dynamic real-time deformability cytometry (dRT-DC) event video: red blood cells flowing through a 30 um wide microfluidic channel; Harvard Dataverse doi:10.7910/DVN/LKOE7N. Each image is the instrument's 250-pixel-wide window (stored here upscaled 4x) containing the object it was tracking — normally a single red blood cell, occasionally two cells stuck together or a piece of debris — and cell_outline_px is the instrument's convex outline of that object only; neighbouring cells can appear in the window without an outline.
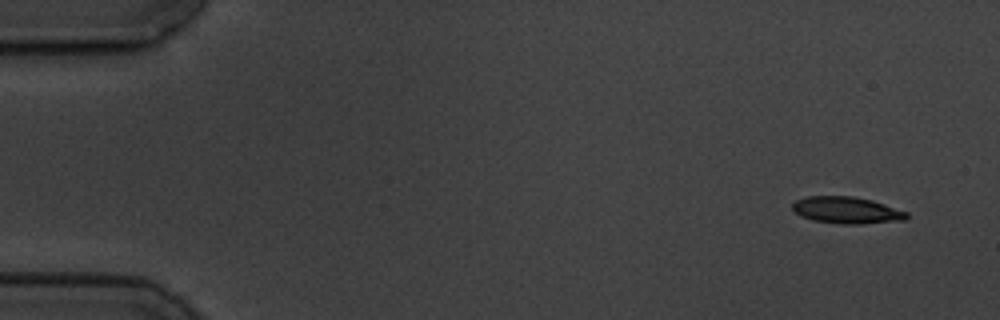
{"species": "common noctule bat (a hibernating species)", "species_latin": "Nyctalus noctula", "temperature_condition": "cold", "stored_images_in_passage": 5, "segment_of_instrument_passage": [1, 2], "camera_frame_rate_fps": 3000, "um_per_image_px": 0.085, "animal": {"sex": "male", "body_mass_g": 19.5, "forearm_length_mm": 54.6}, "frame": {"image": 1, "passage_image": 1, "time_ms": 0.0, "image_size_px": [1000, 320], "cell_outline_px": [[908, 220], [860, 224], [840, 224], [812, 220], [800, 216], [792, 212], [792, 204], [796, 200], [808, 196], [852, 196], [872, 200], [908, 212]], "centroid_in_image_um": [71.96, 17.87], "position_along_channel_um": 13.0, "area_um2": 18.03}}
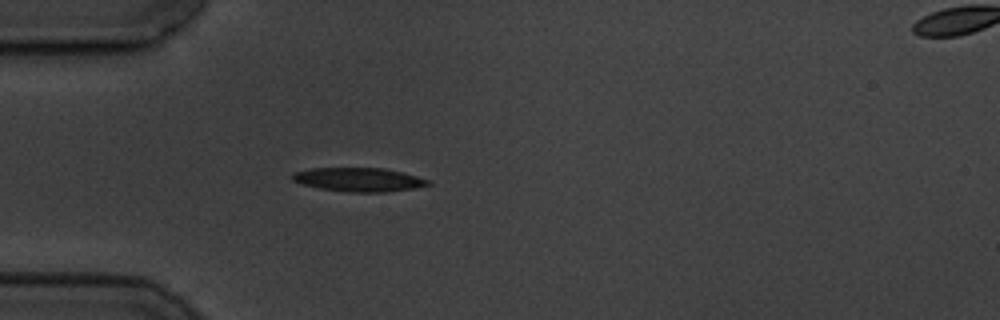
{"frame": {"image": 2, "passage_image": 4, "time_ms": 4.333, "image_size_px": [1000, 320], "cell_outline_px": [[432, 184], [412, 188], [384, 192], [352, 192], [320, 188], [304, 184], [292, 180], [292, 172], [312, 168], [384, 168], [416, 176], [428, 180]], "centroid_in_image_um": [30.47, 15.26], "position_along_channel_um": 54.5, "area_um2": 18.5}}